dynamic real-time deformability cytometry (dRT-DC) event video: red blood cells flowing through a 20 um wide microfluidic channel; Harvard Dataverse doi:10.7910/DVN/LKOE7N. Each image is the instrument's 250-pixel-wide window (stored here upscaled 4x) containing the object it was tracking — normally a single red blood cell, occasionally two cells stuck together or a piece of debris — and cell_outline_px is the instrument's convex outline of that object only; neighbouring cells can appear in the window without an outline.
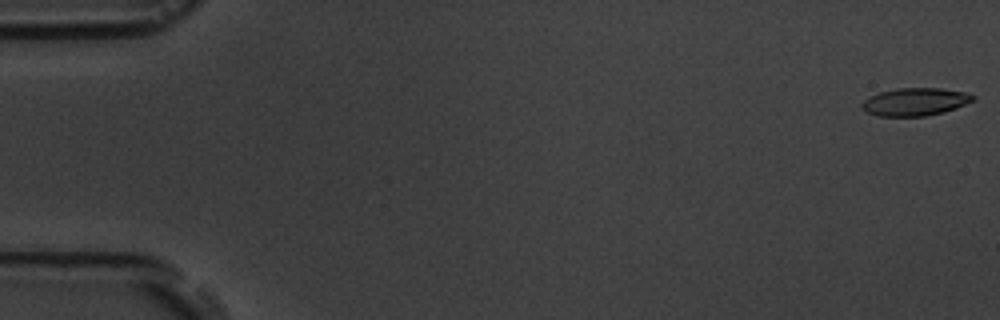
{"species": "common noctule bat (a hibernating species)", "species_latin": "Nyctalus noctula", "temperature_condition": "room temperature", "stored_images_in_passage": 4, "camera_frame_rate_fps": 3000, "um_per_image_px": 0.085, "animal": {"sex": "male", "body_mass_g": 19.5, "forearm_length_mm": 54.6}, "frame": {"image": 1, "passage_image": 1, "time_ms": 0.0, "image_size_px": [1000, 320], "cell_outline_px": [[976, 100], [956, 108], [944, 112], [924, 116], [876, 116], [860, 108], [860, 104], [864, 100], [880, 92], [900, 88], [940, 88], [968, 92], [976, 96]], "centroid_in_image_um": [77.83, 8.65], "position_along_channel_um": 7.2, "area_um2": 18.09}}